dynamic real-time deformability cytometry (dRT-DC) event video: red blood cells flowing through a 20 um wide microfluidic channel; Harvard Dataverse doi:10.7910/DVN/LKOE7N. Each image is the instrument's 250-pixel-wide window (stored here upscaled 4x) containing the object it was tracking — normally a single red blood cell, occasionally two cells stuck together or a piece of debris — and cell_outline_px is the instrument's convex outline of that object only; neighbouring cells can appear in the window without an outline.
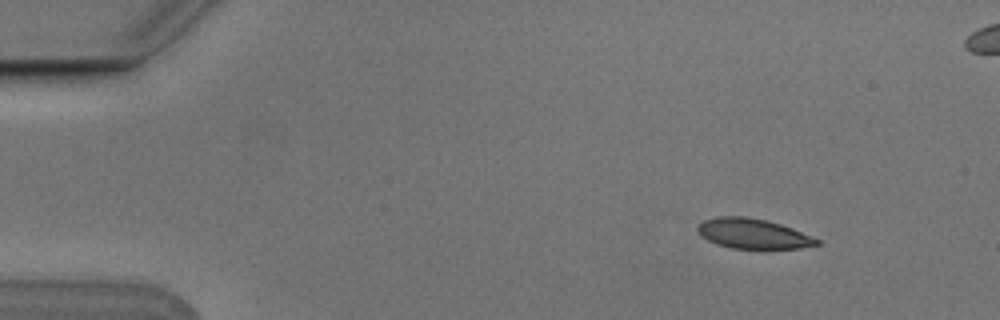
{"species": "Egyptian fruit bat (a non-hibernating species)", "species_latin": "Rousettus aegyptiacus", "temperature_condition": "cold", "stored_images_in_passage": 10, "camera_frame_rate_fps": 3000, "um_per_image_px": 0.085, "animal": {"sex": "male"}, "frame": {"image": 1, "passage_image": 2, "time_ms": 0.333, "image_size_px": [1000, 320], "cell_outline_px": [[820, 244], [800, 248], [768, 252], [732, 248], [716, 244], [700, 236], [696, 232], [696, 228], [704, 220], [716, 216], [744, 216], [768, 220], [792, 228], [812, 236], [820, 240]], "centroid_in_image_um": [64.03, 19.91], "position_along_channel_um": 21.0, "area_um2": 21.85}}
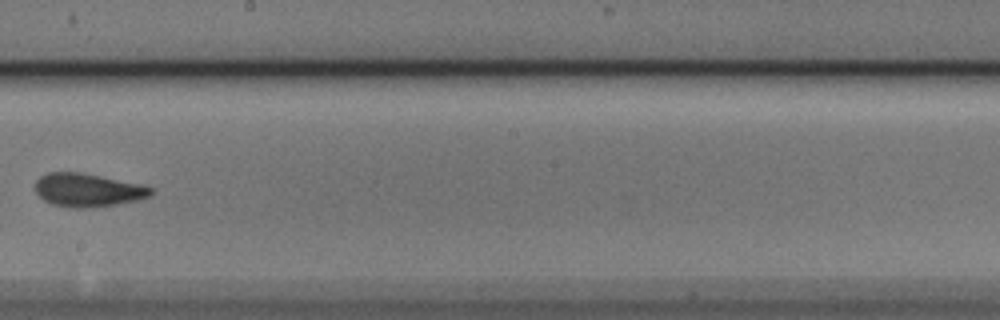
{"frame": {"image": 2, "passage_image": 9, "time_ms": 2.667, "image_size_px": [1000, 320], "cell_outline_px": [[156, 192], [152, 196], [140, 200], [116, 204], [84, 208], [68, 208], [52, 204], [44, 200], [32, 188], [36, 180], [40, 176], [48, 172], [80, 172], [140, 184], [152, 188]], "centroid_in_image_um": [7.45, 16.16], "position_along_channel_um": 240.7, "area_um2": 22.72}}
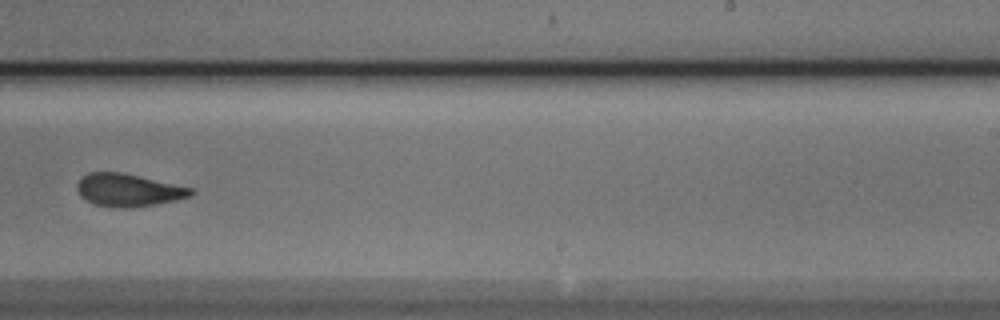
{"frame": {"image": 3, "passage_image": 10, "time_ms": 3.0, "image_size_px": [1000, 320], "cell_outline_px": [[196, 192], [192, 196], [176, 200], [156, 204], [128, 208], [116, 208], [96, 204], [84, 200], [80, 196], [76, 188], [76, 184], [88, 172], [120, 172], [192, 188]], "centroid_in_image_um": [10.9, 16.17], "position_along_channel_um": 278.1, "area_um2": 21.62}}